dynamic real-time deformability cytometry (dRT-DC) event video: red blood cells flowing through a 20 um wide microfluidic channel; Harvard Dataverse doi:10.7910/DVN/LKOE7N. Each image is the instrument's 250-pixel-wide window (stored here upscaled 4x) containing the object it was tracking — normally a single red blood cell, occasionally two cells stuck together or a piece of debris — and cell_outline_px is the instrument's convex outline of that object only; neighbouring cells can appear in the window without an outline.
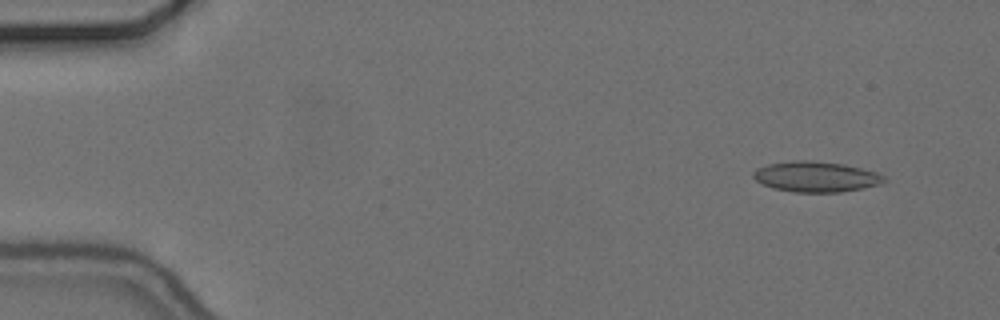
{"species": "common noctule bat (a hibernating species)", "species_latin": "Nyctalus noctula", "temperature_condition": "cold", "stored_images_in_passage": 55, "camera_frame_rate_fps": 3000, "um_per_image_px": 0.085, "animal": {"sex": "female", "body_mass_g": 24.6, "forearm_length_mm": 56.2}, "frame": {"image": 1, "passage_image": 5, "time_ms": 1.333, "image_size_px": [1000, 320], "cell_outline_px": [[888, 180], [880, 184], [864, 188], [840, 192], [792, 192], [772, 188], [756, 180], [752, 176], [752, 172], [756, 168], [768, 164], [796, 160], [812, 160], [844, 164], [876, 172], [884, 176]], "centroid_in_image_um": [69.35, 15.02], "position_along_channel_um": 15.6, "area_um2": 23.35}}
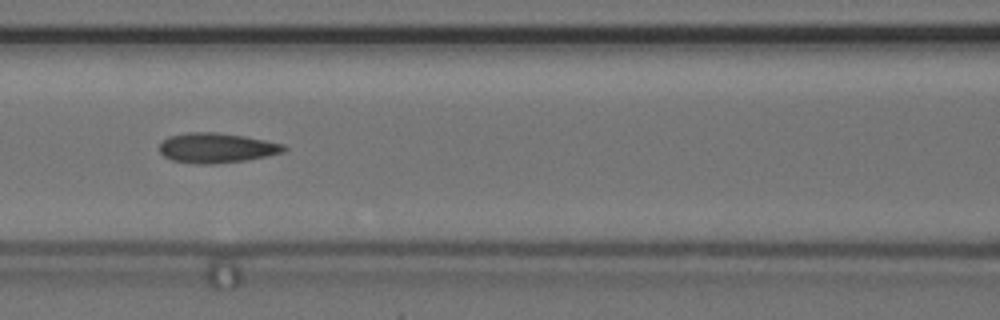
{"frame": {"image": 2, "passage_image": 25, "time_ms": 8.0, "image_size_px": [1000, 320], "cell_outline_px": [[288, 148], [284, 152], [268, 156], [244, 160], [212, 164], [200, 164], [172, 160], [164, 156], [160, 152], [160, 144], [168, 136], [188, 132], [216, 132], [244, 136], [284, 144]], "centroid_in_image_um": [18.42, 12.56], "position_along_channel_um": 148.2, "area_um2": 21.62}}
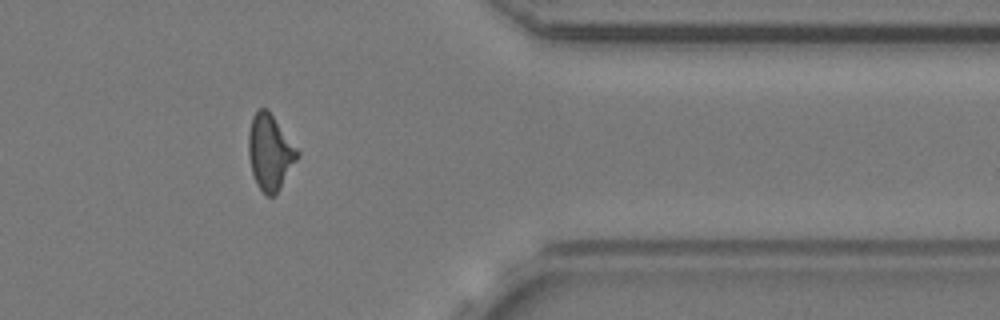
{"frame": {"image": 3, "passage_image": 46, "time_ms": 15.0, "image_size_px": [1000, 320], "cell_outline_px": [[300, 156], [280, 188], [272, 196], [268, 196], [256, 184], [252, 172], [248, 156], [248, 132], [252, 116], [260, 108], [268, 108], [300, 152]], "centroid_in_image_um": [22.95, 12.91], "position_along_channel_um": 388.4, "area_um2": 21.62}}